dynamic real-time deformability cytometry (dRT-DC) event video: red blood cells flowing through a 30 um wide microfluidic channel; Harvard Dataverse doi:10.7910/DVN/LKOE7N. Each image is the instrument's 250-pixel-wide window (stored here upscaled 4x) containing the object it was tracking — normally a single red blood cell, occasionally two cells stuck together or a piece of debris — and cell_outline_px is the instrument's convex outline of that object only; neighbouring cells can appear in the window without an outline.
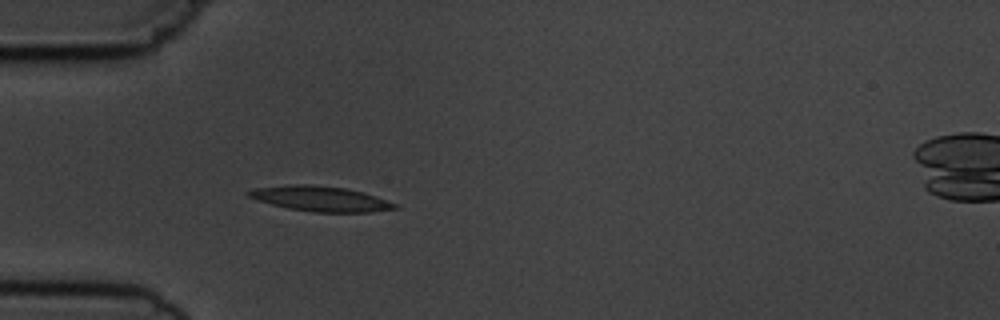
{"species": "common noctule bat (a hibernating species)", "species_latin": "Nyctalus noctula", "temperature_condition": "cold", "stored_images_in_passage": 5, "camera_frame_rate_fps": 3000, "um_per_image_px": 0.085, "animal": {"sex": "male", "body_mass_g": 19.5, "forearm_length_mm": 54.6}, "frame": {"image": 1, "passage_image": 4, "time_ms": 3.667, "image_size_px": [1000, 320], "cell_outline_px": [[400, 208], [372, 212], [316, 212], [288, 208], [256, 200], [248, 196], [244, 192], [256, 188], [288, 184], [312, 184], [348, 188], [364, 192], [376, 196], [396, 204]], "centroid_in_image_um": [27.24, 16.88], "position_along_channel_um": 57.8, "area_um2": 21.56}}